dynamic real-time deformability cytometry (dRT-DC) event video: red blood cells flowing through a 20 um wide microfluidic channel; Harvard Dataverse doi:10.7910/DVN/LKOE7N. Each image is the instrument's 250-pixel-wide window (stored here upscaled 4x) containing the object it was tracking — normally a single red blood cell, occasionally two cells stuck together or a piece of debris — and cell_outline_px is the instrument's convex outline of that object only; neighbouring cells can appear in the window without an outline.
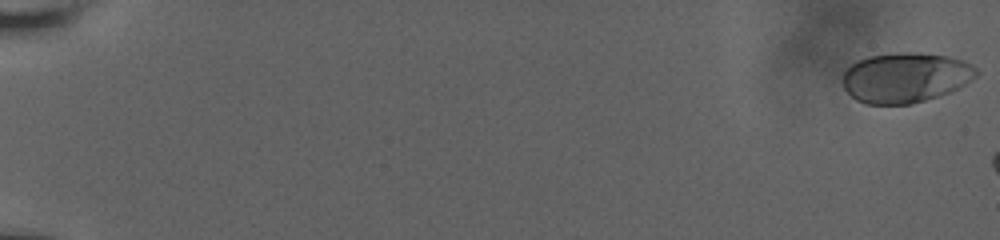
{"species": "human", "species_latin": "Homo sapiens", "temperature_condition": "room temperature", "stored_images_in_passage": 9, "camera_frame_rate_fps": 3000, "um_per_image_px": 0.085, "donor": {"sex": "male"}, "frame": {"image": 1, "passage_image": 1, "time_ms": 0.0, "image_size_px": [1000, 240], "cell_outline_px": [[980, 72], [976, 76], [964, 84], [948, 92], [912, 104], [864, 104], [856, 100], [844, 88], [840, 80], [844, 68], [856, 60], [868, 56], [904, 52], [908, 52], [948, 56], [964, 60], [972, 64]], "centroid_in_image_um": [76.9, 6.58], "position_along_channel_um": 8.1, "area_um2": 39.19}}